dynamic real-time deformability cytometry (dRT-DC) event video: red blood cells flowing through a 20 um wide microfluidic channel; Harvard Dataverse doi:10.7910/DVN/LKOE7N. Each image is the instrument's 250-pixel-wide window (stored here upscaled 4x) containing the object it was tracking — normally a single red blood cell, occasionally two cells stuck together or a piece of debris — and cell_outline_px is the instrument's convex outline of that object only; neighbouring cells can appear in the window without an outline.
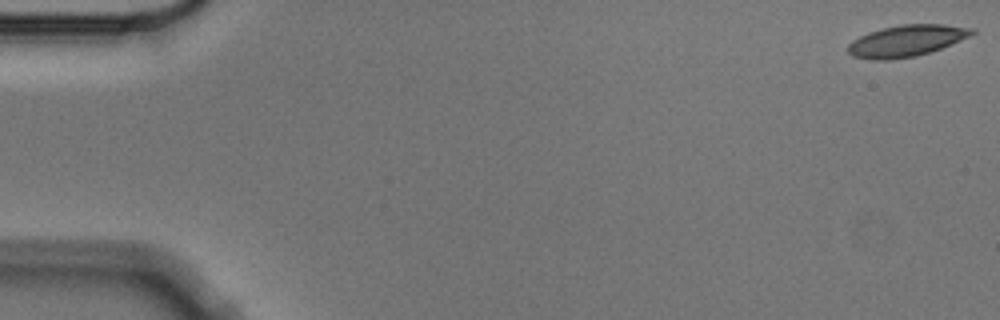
{"species": "Egyptian fruit bat (a non-hibernating species)", "species_latin": "Rousettus aegyptiacus", "temperature_condition": "cold", "stored_images_in_passage": 6, "camera_frame_rate_fps": 3000, "um_per_image_px": 0.085, "animal": {"sex": "male"}, "frame": {"image": 1, "passage_image": 1, "time_ms": 0.0, "image_size_px": [1000, 320], "cell_outline_px": [[976, 32], [960, 40], [940, 48], [916, 56], [888, 60], [872, 60], [852, 56], [848, 52], [848, 44], [852, 40], [868, 32], [900, 24], [944, 24], [976, 28]], "centroid_in_image_um": [77.03, 3.46], "position_along_channel_um": 8.0, "area_um2": 22.66}}